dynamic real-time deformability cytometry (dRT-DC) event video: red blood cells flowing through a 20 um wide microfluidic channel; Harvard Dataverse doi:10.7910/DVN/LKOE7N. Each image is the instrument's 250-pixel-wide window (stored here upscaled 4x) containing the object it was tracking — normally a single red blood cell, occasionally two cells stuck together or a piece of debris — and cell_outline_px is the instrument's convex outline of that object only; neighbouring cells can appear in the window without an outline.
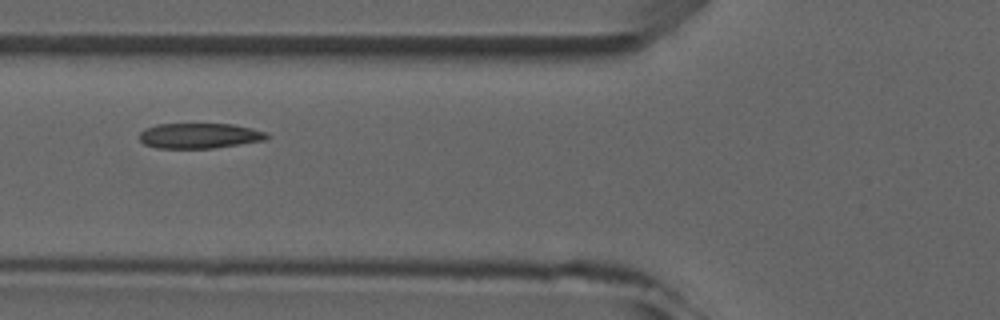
{"species": "common noctule bat (a hibernating species)", "species_latin": "Nyctalus noctula", "temperature_condition": "room temperature", "stored_images_in_passage": 6, "camera_frame_rate_fps": 3000, "um_per_image_px": 0.085, "animal": {"sex": "male", "forearm_length_mm": 52.5}, "frame": {"image": 1, "passage_image": 4, "time_ms": 3.667, "image_size_px": [1000, 320], "cell_outline_px": [[272, 136], [264, 140], [240, 144], [212, 148], [156, 148], [144, 144], [140, 140], [140, 132], [144, 128], [156, 124], [232, 124], [252, 128], [268, 132]], "centroid_in_image_um": [16.97, 11.53], "position_along_channel_um": 108.8, "area_um2": 18.9}}
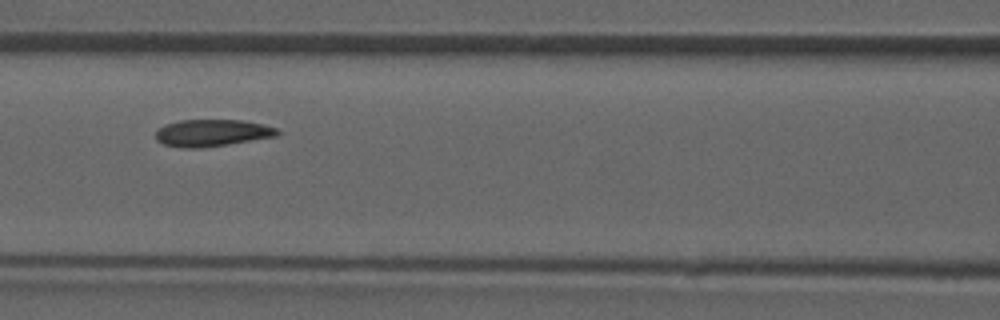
{"frame": {"image": 2, "passage_image": 5, "time_ms": 4.667, "image_size_px": [1000, 320], "cell_outline_px": [[280, 136], [228, 144], [200, 148], [184, 148], [164, 144], [156, 140], [156, 132], [164, 124], [180, 120], [240, 120], [260, 124], [276, 128], [280, 132]], "centroid_in_image_um": [18.03, 11.3], "position_along_channel_um": 148.6, "area_um2": 19.07}}